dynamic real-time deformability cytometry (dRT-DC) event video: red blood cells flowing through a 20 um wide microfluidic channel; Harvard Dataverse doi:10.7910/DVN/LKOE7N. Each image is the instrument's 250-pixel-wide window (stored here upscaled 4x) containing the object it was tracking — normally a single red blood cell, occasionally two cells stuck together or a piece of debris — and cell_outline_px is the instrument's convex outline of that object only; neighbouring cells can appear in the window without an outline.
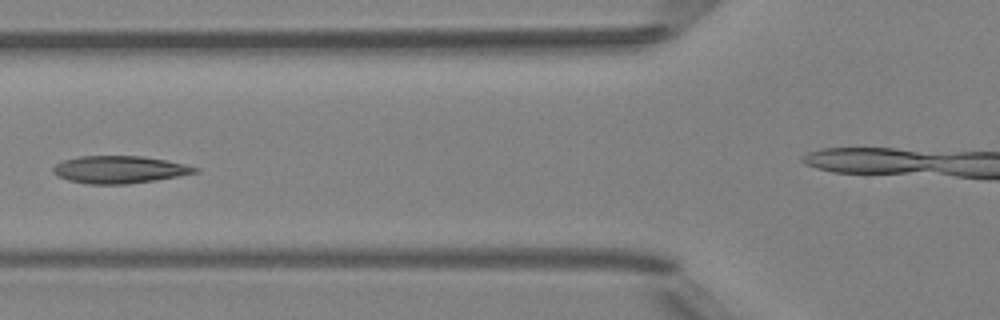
{"species": "Egyptian fruit bat (a non-hibernating species)", "species_latin": "Rousettus aegyptiacus", "temperature_condition": "room temperature", "stored_images_in_passage": 4, "segment_of_instrument_passage": [1, 2], "camera_frame_rate_fps": 3000, "um_per_image_px": 0.085, "animal": {"sex": "female"}, "frame": {"image": 1, "passage_image": 2, "time_ms": 1.0, "image_size_px": [1000, 320], "cell_outline_px": [[200, 172], [156, 180], [128, 184], [88, 184], [68, 180], [52, 172], [52, 168], [56, 164], [64, 160], [80, 156], [144, 156], [184, 164], [200, 168]], "centroid_in_image_um": [10.17, 14.41], "position_along_channel_um": 115.6, "area_um2": 22.6}}
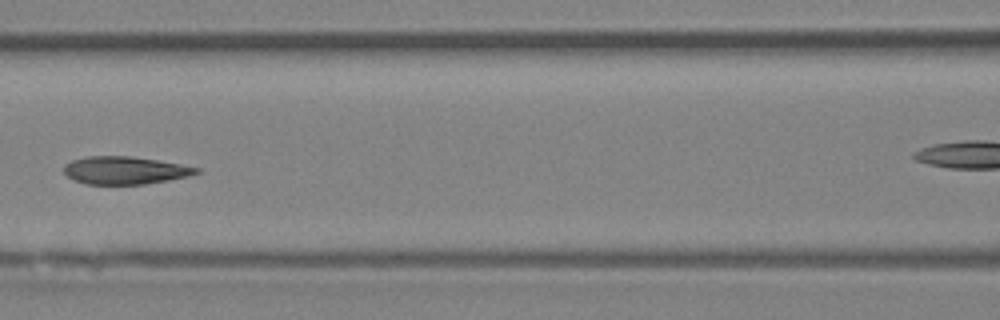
{"frame": {"image": 2, "passage_image": 3, "time_ms": 2.0, "image_size_px": [1000, 320], "cell_outline_px": [[200, 172], [188, 176], [168, 180], [144, 184], [84, 184], [68, 176], [64, 172], [64, 164], [72, 160], [84, 156], [132, 156], [180, 164], [200, 168]], "centroid_in_image_um": [10.6, 14.47], "position_along_channel_um": 156.0, "area_um2": 21.33}}